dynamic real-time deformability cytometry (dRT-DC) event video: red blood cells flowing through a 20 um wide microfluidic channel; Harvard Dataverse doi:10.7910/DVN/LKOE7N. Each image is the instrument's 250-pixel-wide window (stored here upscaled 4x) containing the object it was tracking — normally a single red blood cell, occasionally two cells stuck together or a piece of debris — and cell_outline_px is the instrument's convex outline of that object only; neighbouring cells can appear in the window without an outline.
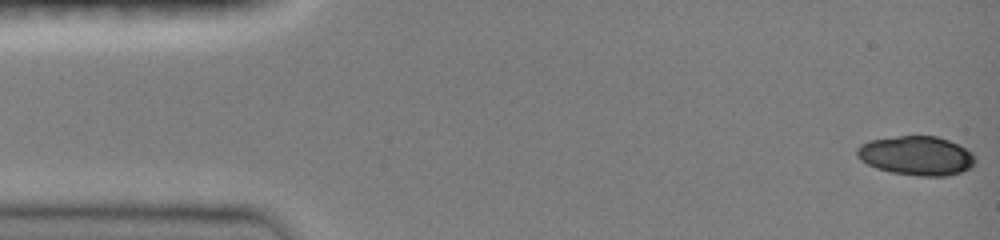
{"species": "common noctule bat (a hibernating species)", "species_latin": "Nyctalus noctula", "temperature_condition": "room temperature", "stored_images_in_passage": 47, "camera_frame_rate_fps": 3000, "um_per_image_px": 0.085, "animal": {"sex": "female", "body_mass_g": 19.0, "forearm_length_mm": 51.5}, "frame": {"image": 1, "passage_image": 1, "time_ms": 0.0, "image_size_px": [1000, 240], "cell_outline_px": [[976, 164], [972, 168], [960, 172], [944, 176], [920, 176], [892, 172], [876, 168], [860, 160], [856, 156], [856, 148], [860, 144], [868, 140], [900, 136], [936, 136], [948, 140], [972, 152], [976, 156]], "centroid_in_image_um": [77.9, 13.23], "position_along_channel_um": 7.1, "area_um2": 27.11}}
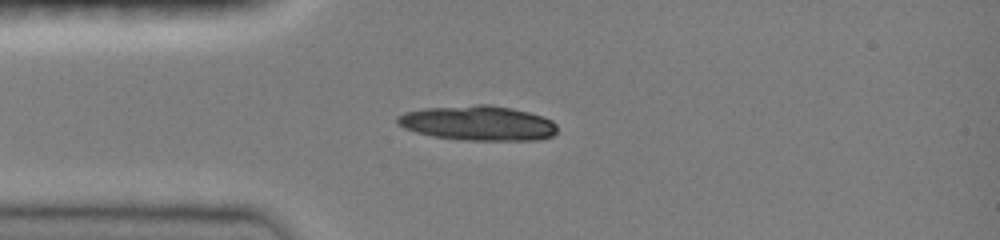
{"frame": {"image": 2, "passage_image": 12, "time_ms": 3.667, "image_size_px": [1000, 240], "cell_outline_px": [[556, 132], [552, 136], [540, 140], [460, 140], [432, 136], [416, 132], [404, 128], [396, 124], [396, 116], [404, 112], [424, 108], [476, 104], [488, 104], [512, 108], [528, 112], [552, 120], [556, 124]], "centroid_in_image_um": [40.59, 10.46], "position_along_channel_um": 44.4, "area_um2": 32.66}}
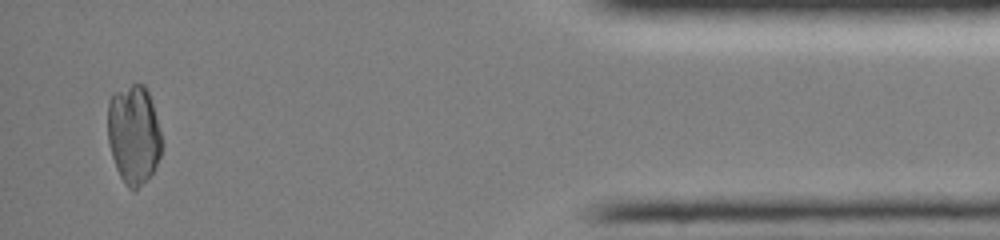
{"frame": {"image": 3, "passage_image": 45, "time_ms": 14.667, "image_size_px": [1000, 240], "cell_outline_px": [[160, 156], [156, 168], [136, 192], [132, 192], [124, 184], [116, 168], [112, 156], [108, 140], [108, 104], [112, 92], [132, 84], [144, 84], [148, 92], [152, 104], [160, 132]], "centroid_in_image_um": [11.34, 11.47], "position_along_channel_um": 423.9, "area_um2": 31.21}}